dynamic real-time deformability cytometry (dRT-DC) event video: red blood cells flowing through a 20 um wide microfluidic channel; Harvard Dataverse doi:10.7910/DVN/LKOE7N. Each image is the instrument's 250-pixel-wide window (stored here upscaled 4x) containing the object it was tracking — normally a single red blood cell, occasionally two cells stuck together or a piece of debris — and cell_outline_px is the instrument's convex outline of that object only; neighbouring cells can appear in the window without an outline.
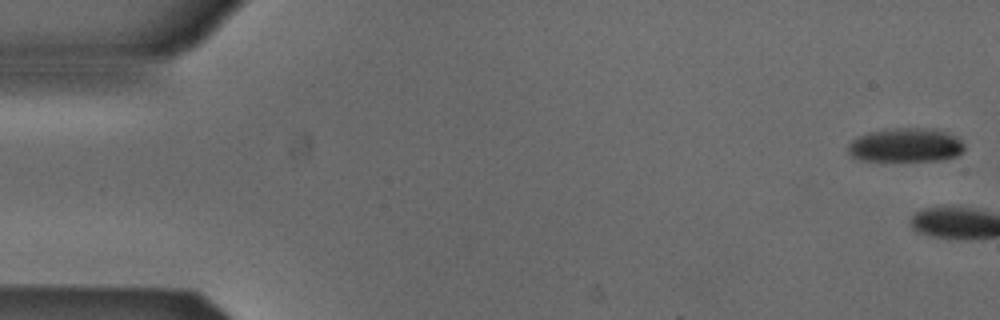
{"species": "Egyptian fruit bat (a non-hibernating species)", "species_latin": "Rousettus aegyptiacus", "temperature_condition": "cold", "stored_images_in_passage": 2, "segment_of_instrument_passage": [2, 2], "camera_frame_rate_fps": 3000, "um_per_image_px": 0.085, "animal": {"sex": "male"}, "frame": {"image": 1, "passage_image": 2, "time_ms": 0.333, "image_size_px": [1000, 320], "cell_outline_px": [[964, 148], [956, 156], [944, 160], [860, 160], [852, 156], [848, 152], [848, 144], [852, 140], [868, 132], [896, 128], [920, 128], [944, 132], [960, 140], [964, 144]], "centroid_in_image_um": [76.95, 12.35], "position_along_channel_um": 8.1, "area_um2": 22.48}}